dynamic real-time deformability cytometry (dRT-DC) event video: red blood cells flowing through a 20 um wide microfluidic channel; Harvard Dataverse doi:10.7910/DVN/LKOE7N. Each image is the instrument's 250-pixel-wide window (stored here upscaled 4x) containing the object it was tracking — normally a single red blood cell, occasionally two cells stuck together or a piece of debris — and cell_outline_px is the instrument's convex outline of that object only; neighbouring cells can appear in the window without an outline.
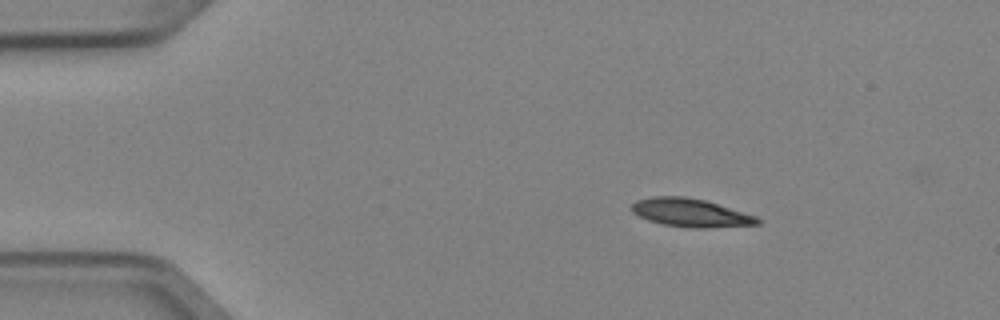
{"species": "Egyptian fruit bat (a non-hibernating species)", "species_latin": "Rousettus aegyptiacus", "temperature_condition": "cold", "stored_images_in_passage": 3, "camera_frame_rate_fps": 3000, "um_per_image_px": 0.085, "animal": {"sex": "female"}, "frame": {"image": 1, "passage_image": 1, "time_ms": 0.0, "image_size_px": [1000, 320], "cell_outline_px": [[760, 224], [708, 228], [688, 228], [664, 224], [648, 220], [632, 212], [632, 204], [636, 200], [652, 196], [684, 196], [704, 200], [756, 216], [760, 220]], "centroid_in_image_um": [58.68, 18.08], "position_along_channel_um": 26.3, "area_um2": 20.58}}